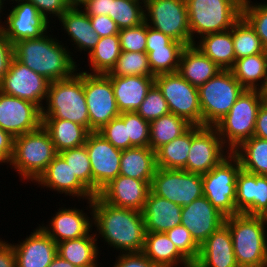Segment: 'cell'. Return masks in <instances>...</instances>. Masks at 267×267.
Returning <instances> with one entry per match:
<instances>
[{
    "label": "cell",
    "instance_id": "e7e4bbea",
    "mask_svg": "<svg viewBox=\"0 0 267 267\" xmlns=\"http://www.w3.org/2000/svg\"><path fill=\"white\" fill-rule=\"evenodd\" d=\"M4 3L2 2V0H0V14H2L1 12L3 11V8H4V5H3ZM2 9V10H1ZM0 19H1V15H0ZM2 22H1V20H0V31H2V29H3V25L4 24H1Z\"/></svg>",
    "mask_w": 267,
    "mask_h": 267
},
{
    "label": "cell",
    "instance_id": "816d5d0a",
    "mask_svg": "<svg viewBox=\"0 0 267 267\" xmlns=\"http://www.w3.org/2000/svg\"><path fill=\"white\" fill-rule=\"evenodd\" d=\"M47 19L59 18L69 7L65 0H28ZM49 15V17H48ZM51 16V17H50Z\"/></svg>",
    "mask_w": 267,
    "mask_h": 267
},
{
    "label": "cell",
    "instance_id": "bcb514c9",
    "mask_svg": "<svg viewBox=\"0 0 267 267\" xmlns=\"http://www.w3.org/2000/svg\"><path fill=\"white\" fill-rule=\"evenodd\" d=\"M242 17L255 30L263 47L267 50V2H264V4L263 2H256L254 4L251 0H244L242 4Z\"/></svg>",
    "mask_w": 267,
    "mask_h": 267
},
{
    "label": "cell",
    "instance_id": "7c38bea8",
    "mask_svg": "<svg viewBox=\"0 0 267 267\" xmlns=\"http://www.w3.org/2000/svg\"><path fill=\"white\" fill-rule=\"evenodd\" d=\"M83 87L89 114V132H98L120 115L111 79L106 74L83 71Z\"/></svg>",
    "mask_w": 267,
    "mask_h": 267
},
{
    "label": "cell",
    "instance_id": "f6af8a7d",
    "mask_svg": "<svg viewBox=\"0 0 267 267\" xmlns=\"http://www.w3.org/2000/svg\"><path fill=\"white\" fill-rule=\"evenodd\" d=\"M127 126L130 148L150 147V122L137 112H123L119 115Z\"/></svg>",
    "mask_w": 267,
    "mask_h": 267
},
{
    "label": "cell",
    "instance_id": "f35d334b",
    "mask_svg": "<svg viewBox=\"0 0 267 267\" xmlns=\"http://www.w3.org/2000/svg\"><path fill=\"white\" fill-rule=\"evenodd\" d=\"M121 45L118 34L100 38L97 45L87 55L92 74H107L115 66Z\"/></svg>",
    "mask_w": 267,
    "mask_h": 267
},
{
    "label": "cell",
    "instance_id": "9c48e42d",
    "mask_svg": "<svg viewBox=\"0 0 267 267\" xmlns=\"http://www.w3.org/2000/svg\"><path fill=\"white\" fill-rule=\"evenodd\" d=\"M241 170L239 159L231 153L219 165L202 175L203 196L222 214H239L235 207L236 178Z\"/></svg>",
    "mask_w": 267,
    "mask_h": 267
},
{
    "label": "cell",
    "instance_id": "4fadbf2b",
    "mask_svg": "<svg viewBox=\"0 0 267 267\" xmlns=\"http://www.w3.org/2000/svg\"><path fill=\"white\" fill-rule=\"evenodd\" d=\"M150 190L157 196L183 207L203 196L202 175L186 170L157 167Z\"/></svg>",
    "mask_w": 267,
    "mask_h": 267
},
{
    "label": "cell",
    "instance_id": "83f0119b",
    "mask_svg": "<svg viewBox=\"0 0 267 267\" xmlns=\"http://www.w3.org/2000/svg\"><path fill=\"white\" fill-rule=\"evenodd\" d=\"M222 69L196 45H189L181 54L178 73L192 86L199 88Z\"/></svg>",
    "mask_w": 267,
    "mask_h": 267
},
{
    "label": "cell",
    "instance_id": "ee69618b",
    "mask_svg": "<svg viewBox=\"0 0 267 267\" xmlns=\"http://www.w3.org/2000/svg\"><path fill=\"white\" fill-rule=\"evenodd\" d=\"M78 180L92 193V169L85 145L59 153Z\"/></svg>",
    "mask_w": 267,
    "mask_h": 267
},
{
    "label": "cell",
    "instance_id": "d6986e66",
    "mask_svg": "<svg viewBox=\"0 0 267 267\" xmlns=\"http://www.w3.org/2000/svg\"><path fill=\"white\" fill-rule=\"evenodd\" d=\"M181 218V225L186 227L200 246L225 223L226 216L202 196L182 207Z\"/></svg>",
    "mask_w": 267,
    "mask_h": 267
},
{
    "label": "cell",
    "instance_id": "30bf717a",
    "mask_svg": "<svg viewBox=\"0 0 267 267\" xmlns=\"http://www.w3.org/2000/svg\"><path fill=\"white\" fill-rule=\"evenodd\" d=\"M144 15L148 26L186 46L192 45L185 0H146Z\"/></svg>",
    "mask_w": 267,
    "mask_h": 267
},
{
    "label": "cell",
    "instance_id": "ba28073f",
    "mask_svg": "<svg viewBox=\"0 0 267 267\" xmlns=\"http://www.w3.org/2000/svg\"><path fill=\"white\" fill-rule=\"evenodd\" d=\"M245 88L231 70H221L198 88L202 126L214 127L230 111Z\"/></svg>",
    "mask_w": 267,
    "mask_h": 267
},
{
    "label": "cell",
    "instance_id": "e575fe53",
    "mask_svg": "<svg viewBox=\"0 0 267 267\" xmlns=\"http://www.w3.org/2000/svg\"><path fill=\"white\" fill-rule=\"evenodd\" d=\"M194 45L222 70H230L233 67L236 57L233 48L232 28L220 33L206 34L198 42L196 40Z\"/></svg>",
    "mask_w": 267,
    "mask_h": 267
},
{
    "label": "cell",
    "instance_id": "4dcf8cb0",
    "mask_svg": "<svg viewBox=\"0 0 267 267\" xmlns=\"http://www.w3.org/2000/svg\"><path fill=\"white\" fill-rule=\"evenodd\" d=\"M95 233L57 243V254L76 267H98L99 247ZM99 255V256H98Z\"/></svg>",
    "mask_w": 267,
    "mask_h": 267
},
{
    "label": "cell",
    "instance_id": "7402d4cb",
    "mask_svg": "<svg viewBox=\"0 0 267 267\" xmlns=\"http://www.w3.org/2000/svg\"><path fill=\"white\" fill-rule=\"evenodd\" d=\"M23 242L12 243L16 267H48L57 255V243L39 226Z\"/></svg>",
    "mask_w": 267,
    "mask_h": 267
},
{
    "label": "cell",
    "instance_id": "5bb4252c",
    "mask_svg": "<svg viewBox=\"0 0 267 267\" xmlns=\"http://www.w3.org/2000/svg\"><path fill=\"white\" fill-rule=\"evenodd\" d=\"M227 149L215 127L192 125V142L183 170L201 175L208 173L232 153Z\"/></svg>",
    "mask_w": 267,
    "mask_h": 267
},
{
    "label": "cell",
    "instance_id": "cb8c5ba5",
    "mask_svg": "<svg viewBox=\"0 0 267 267\" xmlns=\"http://www.w3.org/2000/svg\"><path fill=\"white\" fill-rule=\"evenodd\" d=\"M70 208H59L55 216L50 219L49 225L40 226L56 243L92 233L93 217H88L82 209Z\"/></svg>",
    "mask_w": 267,
    "mask_h": 267
},
{
    "label": "cell",
    "instance_id": "277c9868",
    "mask_svg": "<svg viewBox=\"0 0 267 267\" xmlns=\"http://www.w3.org/2000/svg\"><path fill=\"white\" fill-rule=\"evenodd\" d=\"M49 83L41 118L64 119L84 126L89 131V114L83 87V71Z\"/></svg>",
    "mask_w": 267,
    "mask_h": 267
},
{
    "label": "cell",
    "instance_id": "8992f818",
    "mask_svg": "<svg viewBox=\"0 0 267 267\" xmlns=\"http://www.w3.org/2000/svg\"><path fill=\"white\" fill-rule=\"evenodd\" d=\"M185 1L192 45L196 42L194 36L199 39L206 34L228 31L242 17L244 0Z\"/></svg>",
    "mask_w": 267,
    "mask_h": 267
},
{
    "label": "cell",
    "instance_id": "1f68e13d",
    "mask_svg": "<svg viewBox=\"0 0 267 267\" xmlns=\"http://www.w3.org/2000/svg\"><path fill=\"white\" fill-rule=\"evenodd\" d=\"M230 70L247 90L264 91L267 87V53L237 59Z\"/></svg>",
    "mask_w": 267,
    "mask_h": 267
},
{
    "label": "cell",
    "instance_id": "f1b7e54d",
    "mask_svg": "<svg viewBox=\"0 0 267 267\" xmlns=\"http://www.w3.org/2000/svg\"><path fill=\"white\" fill-rule=\"evenodd\" d=\"M58 20L78 51L84 50L89 54L99 42L100 37L91 25L90 16L81 8H68Z\"/></svg>",
    "mask_w": 267,
    "mask_h": 267
},
{
    "label": "cell",
    "instance_id": "91938a15",
    "mask_svg": "<svg viewBox=\"0 0 267 267\" xmlns=\"http://www.w3.org/2000/svg\"><path fill=\"white\" fill-rule=\"evenodd\" d=\"M253 136L267 140V102L266 101H264L258 109Z\"/></svg>",
    "mask_w": 267,
    "mask_h": 267
},
{
    "label": "cell",
    "instance_id": "4316f807",
    "mask_svg": "<svg viewBox=\"0 0 267 267\" xmlns=\"http://www.w3.org/2000/svg\"><path fill=\"white\" fill-rule=\"evenodd\" d=\"M181 211V206L150 190L142 211L146 232H167L181 225Z\"/></svg>",
    "mask_w": 267,
    "mask_h": 267
},
{
    "label": "cell",
    "instance_id": "d6a6232c",
    "mask_svg": "<svg viewBox=\"0 0 267 267\" xmlns=\"http://www.w3.org/2000/svg\"><path fill=\"white\" fill-rule=\"evenodd\" d=\"M57 153L85 145L90 133L84 126L64 119L42 118Z\"/></svg>",
    "mask_w": 267,
    "mask_h": 267
},
{
    "label": "cell",
    "instance_id": "9f6ffc18",
    "mask_svg": "<svg viewBox=\"0 0 267 267\" xmlns=\"http://www.w3.org/2000/svg\"><path fill=\"white\" fill-rule=\"evenodd\" d=\"M14 57V45L3 31H0V82L8 72L9 65Z\"/></svg>",
    "mask_w": 267,
    "mask_h": 267
},
{
    "label": "cell",
    "instance_id": "be15d7a7",
    "mask_svg": "<svg viewBox=\"0 0 267 267\" xmlns=\"http://www.w3.org/2000/svg\"><path fill=\"white\" fill-rule=\"evenodd\" d=\"M69 8H82L87 0H65Z\"/></svg>",
    "mask_w": 267,
    "mask_h": 267
},
{
    "label": "cell",
    "instance_id": "ab89813d",
    "mask_svg": "<svg viewBox=\"0 0 267 267\" xmlns=\"http://www.w3.org/2000/svg\"><path fill=\"white\" fill-rule=\"evenodd\" d=\"M232 38L236 60L254 54L267 53L259 36L243 17L233 25Z\"/></svg>",
    "mask_w": 267,
    "mask_h": 267
},
{
    "label": "cell",
    "instance_id": "836d02e7",
    "mask_svg": "<svg viewBox=\"0 0 267 267\" xmlns=\"http://www.w3.org/2000/svg\"><path fill=\"white\" fill-rule=\"evenodd\" d=\"M156 169L155 152L150 147H132L122 150L120 175L152 181Z\"/></svg>",
    "mask_w": 267,
    "mask_h": 267
},
{
    "label": "cell",
    "instance_id": "7bdbcfd3",
    "mask_svg": "<svg viewBox=\"0 0 267 267\" xmlns=\"http://www.w3.org/2000/svg\"><path fill=\"white\" fill-rule=\"evenodd\" d=\"M186 46H164L152 48L148 53L149 65L154 76L176 73L179 68L181 54Z\"/></svg>",
    "mask_w": 267,
    "mask_h": 267
},
{
    "label": "cell",
    "instance_id": "ac0fdd59",
    "mask_svg": "<svg viewBox=\"0 0 267 267\" xmlns=\"http://www.w3.org/2000/svg\"><path fill=\"white\" fill-rule=\"evenodd\" d=\"M15 6L7 15L3 22L2 31L7 36L9 41L14 45L16 42L38 38L48 33L50 27L49 20H47L37 8L28 0L16 1Z\"/></svg>",
    "mask_w": 267,
    "mask_h": 267
},
{
    "label": "cell",
    "instance_id": "d590c367",
    "mask_svg": "<svg viewBox=\"0 0 267 267\" xmlns=\"http://www.w3.org/2000/svg\"><path fill=\"white\" fill-rule=\"evenodd\" d=\"M192 142V126L181 136L155 151L156 165L162 169L183 170Z\"/></svg>",
    "mask_w": 267,
    "mask_h": 267
},
{
    "label": "cell",
    "instance_id": "03108f58",
    "mask_svg": "<svg viewBox=\"0 0 267 267\" xmlns=\"http://www.w3.org/2000/svg\"><path fill=\"white\" fill-rule=\"evenodd\" d=\"M264 96H265V101L267 102V87H266V89L264 90Z\"/></svg>",
    "mask_w": 267,
    "mask_h": 267
},
{
    "label": "cell",
    "instance_id": "db71d44e",
    "mask_svg": "<svg viewBox=\"0 0 267 267\" xmlns=\"http://www.w3.org/2000/svg\"><path fill=\"white\" fill-rule=\"evenodd\" d=\"M113 267H157L142 252L120 253Z\"/></svg>",
    "mask_w": 267,
    "mask_h": 267
},
{
    "label": "cell",
    "instance_id": "003e7915",
    "mask_svg": "<svg viewBox=\"0 0 267 267\" xmlns=\"http://www.w3.org/2000/svg\"><path fill=\"white\" fill-rule=\"evenodd\" d=\"M4 1L6 0H2L3 3H5ZM13 3L16 2V1H19V0H11Z\"/></svg>",
    "mask_w": 267,
    "mask_h": 267
},
{
    "label": "cell",
    "instance_id": "ffe728a7",
    "mask_svg": "<svg viewBox=\"0 0 267 267\" xmlns=\"http://www.w3.org/2000/svg\"><path fill=\"white\" fill-rule=\"evenodd\" d=\"M235 207L239 213L267 217V176L241 168L236 178Z\"/></svg>",
    "mask_w": 267,
    "mask_h": 267
},
{
    "label": "cell",
    "instance_id": "6125c7cd",
    "mask_svg": "<svg viewBox=\"0 0 267 267\" xmlns=\"http://www.w3.org/2000/svg\"><path fill=\"white\" fill-rule=\"evenodd\" d=\"M48 267H76V266L71 264L69 261H66L57 254Z\"/></svg>",
    "mask_w": 267,
    "mask_h": 267
},
{
    "label": "cell",
    "instance_id": "52a82bcc",
    "mask_svg": "<svg viewBox=\"0 0 267 267\" xmlns=\"http://www.w3.org/2000/svg\"><path fill=\"white\" fill-rule=\"evenodd\" d=\"M264 101V91L245 89L230 111L214 126L229 151L233 152L254 135L257 112Z\"/></svg>",
    "mask_w": 267,
    "mask_h": 267
},
{
    "label": "cell",
    "instance_id": "f907efd6",
    "mask_svg": "<svg viewBox=\"0 0 267 267\" xmlns=\"http://www.w3.org/2000/svg\"><path fill=\"white\" fill-rule=\"evenodd\" d=\"M98 133L117 149L126 150L130 148L127 126H125L124 120L120 116L105 124Z\"/></svg>",
    "mask_w": 267,
    "mask_h": 267
},
{
    "label": "cell",
    "instance_id": "6da1fadb",
    "mask_svg": "<svg viewBox=\"0 0 267 267\" xmlns=\"http://www.w3.org/2000/svg\"><path fill=\"white\" fill-rule=\"evenodd\" d=\"M87 202L97 238L102 237L120 253L142 252L147 232L141 211L113 206L99 195Z\"/></svg>",
    "mask_w": 267,
    "mask_h": 267
},
{
    "label": "cell",
    "instance_id": "11a10c76",
    "mask_svg": "<svg viewBox=\"0 0 267 267\" xmlns=\"http://www.w3.org/2000/svg\"><path fill=\"white\" fill-rule=\"evenodd\" d=\"M90 22L100 38L118 34L120 30L116 22L109 16H90Z\"/></svg>",
    "mask_w": 267,
    "mask_h": 267
},
{
    "label": "cell",
    "instance_id": "7a4b0ae2",
    "mask_svg": "<svg viewBox=\"0 0 267 267\" xmlns=\"http://www.w3.org/2000/svg\"><path fill=\"white\" fill-rule=\"evenodd\" d=\"M51 36L55 35L45 33L41 37L14 44V57L50 82L67 79L80 69L72 57L74 55H71L73 53L62 41Z\"/></svg>",
    "mask_w": 267,
    "mask_h": 267
},
{
    "label": "cell",
    "instance_id": "44dd1931",
    "mask_svg": "<svg viewBox=\"0 0 267 267\" xmlns=\"http://www.w3.org/2000/svg\"><path fill=\"white\" fill-rule=\"evenodd\" d=\"M152 181L118 175L107 184L99 196L113 206L143 211Z\"/></svg>",
    "mask_w": 267,
    "mask_h": 267
},
{
    "label": "cell",
    "instance_id": "680465c9",
    "mask_svg": "<svg viewBox=\"0 0 267 267\" xmlns=\"http://www.w3.org/2000/svg\"><path fill=\"white\" fill-rule=\"evenodd\" d=\"M14 138L0 127V164L9 163L13 155Z\"/></svg>",
    "mask_w": 267,
    "mask_h": 267
},
{
    "label": "cell",
    "instance_id": "f546056e",
    "mask_svg": "<svg viewBox=\"0 0 267 267\" xmlns=\"http://www.w3.org/2000/svg\"><path fill=\"white\" fill-rule=\"evenodd\" d=\"M142 253L157 267H192L165 232H147Z\"/></svg>",
    "mask_w": 267,
    "mask_h": 267
},
{
    "label": "cell",
    "instance_id": "e0dca14e",
    "mask_svg": "<svg viewBox=\"0 0 267 267\" xmlns=\"http://www.w3.org/2000/svg\"><path fill=\"white\" fill-rule=\"evenodd\" d=\"M42 125L41 109L33 102L0 91V127L13 138Z\"/></svg>",
    "mask_w": 267,
    "mask_h": 267
},
{
    "label": "cell",
    "instance_id": "484cf974",
    "mask_svg": "<svg viewBox=\"0 0 267 267\" xmlns=\"http://www.w3.org/2000/svg\"><path fill=\"white\" fill-rule=\"evenodd\" d=\"M111 79L120 113L136 112L148 91L155 84V76H108Z\"/></svg>",
    "mask_w": 267,
    "mask_h": 267
},
{
    "label": "cell",
    "instance_id": "60d3db41",
    "mask_svg": "<svg viewBox=\"0 0 267 267\" xmlns=\"http://www.w3.org/2000/svg\"><path fill=\"white\" fill-rule=\"evenodd\" d=\"M143 7L144 2L137 0H114L108 16L116 22L119 29L134 27L145 21Z\"/></svg>",
    "mask_w": 267,
    "mask_h": 267
},
{
    "label": "cell",
    "instance_id": "8fae6325",
    "mask_svg": "<svg viewBox=\"0 0 267 267\" xmlns=\"http://www.w3.org/2000/svg\"><path fill=\"white\" fill-rule=\"evenodd\" d=\"M155 84L166 99L170 113L202 126V111L198 88L192 86L178 72L155 76Z\"/></svg>",
    "mask_w": 267,
    "mask_h": 267
},
{
    "label": "cell",
    "instance_id": "681fc988",
    "mask_svg": "<svg viewBox=\"0 0 267 267\" xmlns=\"http://www.w3.org/2000/svg\"><path fill=\"white\" fill-rule=\"evenodd\" d=\"M118 36L121 51L146 52V21L134 27L120 29Z\"/></svg>",
    "mask_w": 267,
    "mask_h": 267
},
{
    "label": "cell",
    "instance_id": "7dc6e473",
    "mask_svg": "<svg viewBox=\"0 0 267 267\" xmlns=\"http://www.w3.org/2000/svg\"><path fill=\"white\" fill-rule=\"evenodd\" d=\"M136 112L149 122L170 113L167 101L156 84L150 88Z\"/></svg>",
    "mask_w": 267,
    "mask_h": 267
},
{
    "label": "cell",
    "instance_id": "f5cc1de1",
    "mask_svg": "<svg viewBox=\"0 0 267 267\" xmlns=\"http://www.w3.org/2000/svg\"><path fill=\"white\" fill-rule=\"evenodd\" d=\"M164 46H186L185 44L175 41L169 36L163 34L146 23V53L152 51V48Z\"/></svg>",
    "mask_w": 267,
    "mask_h": 267
},
{
    "label": "cell",
    "instance_id": "603a6c76",
    "mask_svg": "<svg viewBox=\"0 0 267 267\" xmlns=\"http://www.w3.org/2000/svg\"><path fill=\"white\" fill-rule=\"evenodd\" d=\"M43 188H50L66 195L90 200L94 195L78 180L64 158L58 153L48 165L45 172L35 182Z\"/></svg>",
    "mask_w": 267,
    "mask_h": 267
},
{
    "label": "cell",
    "instance_id": "c3c4849f",
    "mask_svg": "<svg viewBox=\"0 0 267 267\" xmlns=\"http://www.w3.org/2000/svg\"><path fill=\"white\" fill-rule=\"evenodd\" d=\"M177 249L192 263L198 259L200 246L192 238L191 233L183 225H177L165 232Z\"/></svg>",
    "mask_w": 267,
    "mask_h": 267
},
{
    "label": "cell",
    "instance_id": "94428289",
    "mask_svg": "<svg viewBox=\"0 0 267 267\" xmlns=\"http://www.w3.org/2000/svg\"><path fill=\"white\" fill-rule=\"evenodd\" d=\"M0 267H16V256L11 243L0 239Z\"/></svg>",
    "mask_w": 267,
    "mask_h": 267
},
{
    "label": "cell",
    "instance_id": "8d00e7d4",
    "mask_svg": "<svg viewBox=\"0 0 267 267\" xmlns=\"http://www.w3.org/2000/svg\"><path fill=\"white\" fill-rule=\"evenodd\" d=\"M192 124L186 119L168 113L150 121V148L155 152L161 146L184 134Z\"/></svg>",
    "mask_w": 267,
    "mask_h": 267
},
{
    "label": "cell",
    "instance_id": "74e56055",
    "mask_svg": "<svg viewBox=\"0 0 267 267\" xmlns=\"http://www.w3.org/2000/svg\"><path fill=\"white\" fill-rule=\"evenodd\" d=\"M247 172L267 176V140L252 136L232 152Z\"/></svg>",
    "mask_w": 267,
    "mask_h": 267
},
{
    "label": "cell",
    "instance_id": "3957f363",
    "mask_svg": "<svg viewBox=\"0 0 267 267\" xmlns=\"http://www.w3.org/2000/svg\"><path fill=\"white\" fill-rule=\"evenodd\" d=\"M224 224L239 267L267 266V217L239 213L227 216Z\"/></svg>",
    "mask_w": 267,
    "mask_h": 267
},
{
    "label": "cell",
    "instance_id": "d4e9b609",
    "mask_svg": "<svg viewBox=\"0 0 267 267\" xmlns=\"http://www.w3.org/2000/svg\"><path fill=\"white\" fill-rule=\"evenodd\" d=\"M192 267H239L231 233L225 224L200 245L198 259Z\"/></svg>",
    "mask_w": 267,
    "mask_h": 267
},
{
    "label": "cell",
    "instance_id": "9a60e30c",
    "mask_svg": "<svg viewBox=\"0 0 267 267\" xmlns=\"http://www.w3.org/2000/svg\"><path fill=\"white\" fill-rule=\"evenodd\" d=\"M85 147L92 169V194L99 192L118 175L122 150L115 148L98 132H90Z\"/></svg>",
    "mask_w": 267,
    "mask_h": 267
},
{
    "label": "cell",
    "instance_id": "2e32d148",
    "mask_svg": "<svg viewBox=\"0 0 267 267\" xmlns=\"http://www.w3.org/2000/svg\"><path fill=\"white\" fill-rule=\"evenodd\" d=\"M50 81L37 74L15 57L12 58L8 72L0 82V91L6 95L18 97L43 108ZM43 103V104H42Z\"/></svg>",
    "mask_w": 267,
    "mask_h": 267
},
{
    "label": "cell",
    "instance_id": "6f0895ef",
    "mask_svg": "<svg viewBox=\"0 0 267 267\" xmlns=\"http://www.w3.org/2000/svg\"><path fill=\"white\" fill-rule=\"evenodd\" d=\"M112 1L114 0H87L82 6L88 16L105 15L111 13Z\"/></svg>",
    "mask_w": 267,
    "mask_h": 267
},
{
    "label": "cell",
    "instance_id": "b9f144b4",
    "mask_svg": "<svg viewBox=\"0 0 267 267\" xmlns=\"http://www.w3.org/2000/svg\"><path fill=\"white\" fill-rule=\"evenodd\" d=\"M107 76H154L146 52L122 51L115 66Z\"/></svg>",
    "mask_w": 267,
    "mask_h": 267
},
{
    "label": "cell",
    "instance_id": "5b68a950",
    "mask_svg": "<svg viewBox=\"0 0 267 267\" xmlns=\"http://www.w3.org/2000/svg\"><path fill=\"white\" fill-rule=\"evenodd\" d=\"M57 154L49 132L41 125L37 130L14 138L9 165L16 169L22 181L35 183Z\"/></svg>",
    "mask_w": 267,
    "mask_h": 267
}]
</instances>
